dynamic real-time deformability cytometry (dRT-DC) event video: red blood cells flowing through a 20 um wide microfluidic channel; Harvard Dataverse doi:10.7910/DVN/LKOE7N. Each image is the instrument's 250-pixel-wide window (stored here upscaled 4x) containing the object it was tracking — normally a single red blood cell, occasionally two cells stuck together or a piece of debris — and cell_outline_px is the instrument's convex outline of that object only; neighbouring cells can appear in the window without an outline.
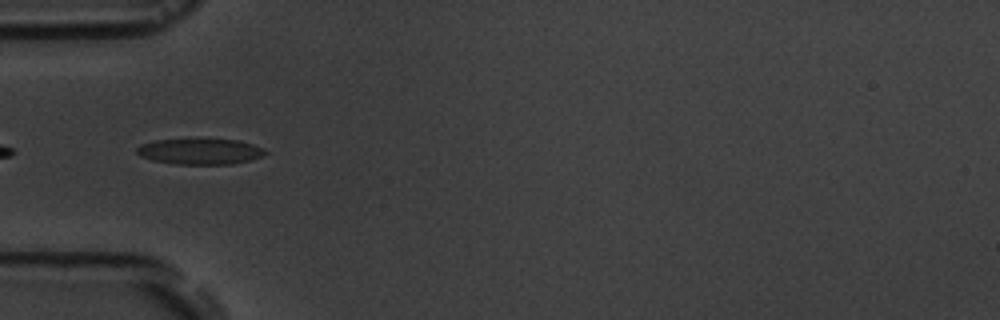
{"species": "common noctule bat (a hibernating species)", "species_latin": "Nyctalus noctula", "temperature_condition": "room temperature", "stored_images_in_passage": 4, "camera_frame_rate_fps": 3000, "um_per_image_px": 0.085, "animal": {"sex": "male", "body_mass_g": 19.5, "forearm_length_mm": 54.6}, "frame": {"image": 1, "passage_image": 4, "time_ms": 4.333, "image_size_px": [1000, 320], "cell_outline_px": [[268, 152], [260, 156], [248, 160], [232, 164], [176, 164], [152, 160], [140, 156], [136, 152], [136, 148], [140, 144], [156, 140], [188, 136], [196, 136], [240, 140], [264, 148]], "centroid_in_image_um": [16.96, 12.81], "position_along_channel_um": 68.0, "area_um2": 20.35}}